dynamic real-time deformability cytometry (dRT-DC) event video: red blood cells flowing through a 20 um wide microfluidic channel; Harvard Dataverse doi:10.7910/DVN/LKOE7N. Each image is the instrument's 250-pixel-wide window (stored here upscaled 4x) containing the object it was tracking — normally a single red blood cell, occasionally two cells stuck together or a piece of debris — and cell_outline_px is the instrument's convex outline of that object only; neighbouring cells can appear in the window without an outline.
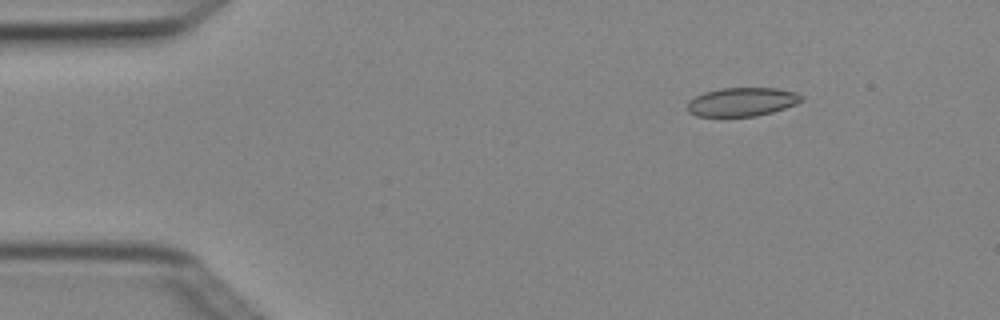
{"species": "Egyptian fruit bat (a non-hibernating species)", "species_latin": "Rousettus aegyptiacus", "temperature_condition": "cold", "stored_images_in_passage": 4, "camera_frame_rate_fps": 3000, "um_per_image_px": 0.085, "animal": {"sex": "female"}, "frame": {"image": 1, "passage_image": 2, "time_ms": 0.333, "image_size_px": [1000, 320], "cell_outline_px": [[804, 100], [796, 104], [772, 112], [756, 116], [696, 116], [688, 112], [684, 108], [688, 100], [704, 92], [720, 88], [776, 88], [796, 92], [804, 96]], "centroid_in_image_um": [63.04, 8.66], "position_along_channel_um": 22.0, "area_um2": 19.31}}